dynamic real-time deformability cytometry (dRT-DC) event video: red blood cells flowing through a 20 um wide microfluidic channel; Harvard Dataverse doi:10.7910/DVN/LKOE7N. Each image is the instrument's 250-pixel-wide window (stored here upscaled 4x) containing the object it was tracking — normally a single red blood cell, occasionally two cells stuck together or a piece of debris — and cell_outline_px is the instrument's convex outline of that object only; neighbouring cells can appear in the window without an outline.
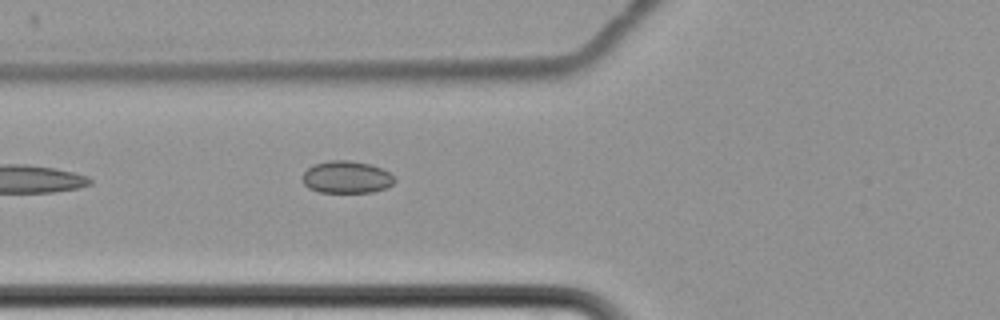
{"species": "common noctule bat (a hibernating species)", "species_latin": "Nyctalus noctula", "temperature_condition": "cold", "stored_images_in_passage": 7, "camera_frame_rate_fps": 3000, "um_per_image_px": 0.085, "animal": {"sex": "female", "body_mass_g": 22.7, "forearm_length_mm": 54.2}, "frame": {"image": 1, "passage_image": 7, "time_ms": 8.333, "image_size_px": [1000, 320], "cell_outline_px": [[396, 180], [392, 184], [384, 188], [372, 192], [320, 192], [308, 188], [304, 184], [304, 172], [312, 164], [328, 160], [348, 160], [372, 164], [396, 176]], "centroid_in_image_um": [29.47, 15.04], "position_along_channel_um": 96.3, "area_um2": 17.34}}